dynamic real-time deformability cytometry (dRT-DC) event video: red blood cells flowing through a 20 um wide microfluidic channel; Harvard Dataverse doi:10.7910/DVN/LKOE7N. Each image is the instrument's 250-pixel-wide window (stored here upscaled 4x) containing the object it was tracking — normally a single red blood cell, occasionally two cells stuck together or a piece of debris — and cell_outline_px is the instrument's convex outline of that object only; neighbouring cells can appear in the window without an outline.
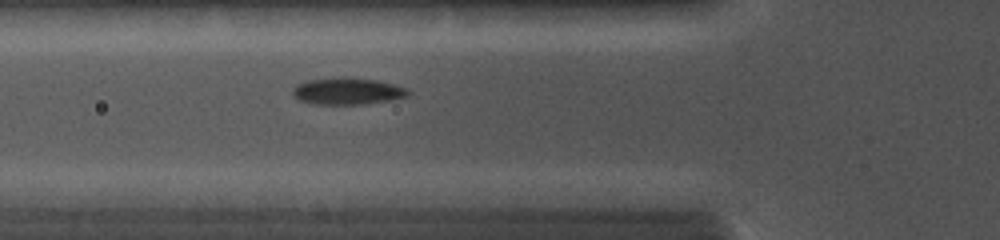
{"species": "common noctule bat (a hibernating species)", "species_latin": "Nyctalus noctula", "temperature_condition": "cold", "stored_images_in_passage": 28, "camera_frame_rate_fps": 5000, "um_per_image_px": 0.085, "animal": {"sex": "female", "body_mass_g": 19.0, "forearm_length_mm": 56.7}, "frame": {"image": 1, "passage_image": 4, "time_ms": 1.8, "image_size_px": [1000, 240], "cell_outline_px": [[412, 92], [408, 96], [392, 100], [364, 104], [312, 104], [300, 100], [292, 96], [292, 88], [296, 84], [308, 80], [332, 76], [344, 76], [376, 80], [392, 84], [404, 88]], "centroid_in_image_um": [29.48, 7.73], "position_along_channel_um": 96.3, "area_um2": 18.38}}
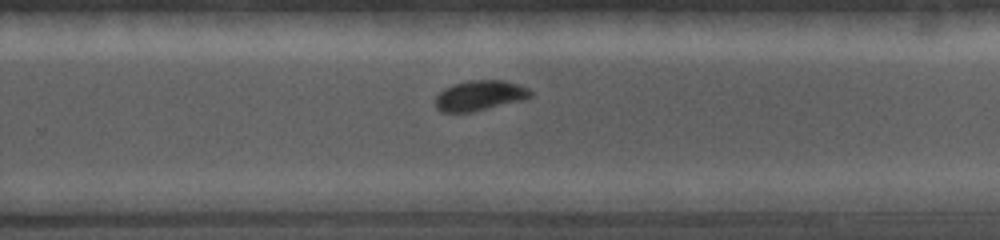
{"frame": {"image": 2, "passage_image": 12, "time_ms": 6.2, "image_size_px": [1000, 240], "cell_outline_px": [[532, 96], [524, 100], [472, 112], [440, 112], [436, 108], [436, 96], [444, 88], [452, 84], [468, 80], [504, 80], [528, 88], [532, 92]], "centroid_in_image_um": [40.77, 8.12], "position_along_channel_um": 289.0, "area_um2": 16.82}}
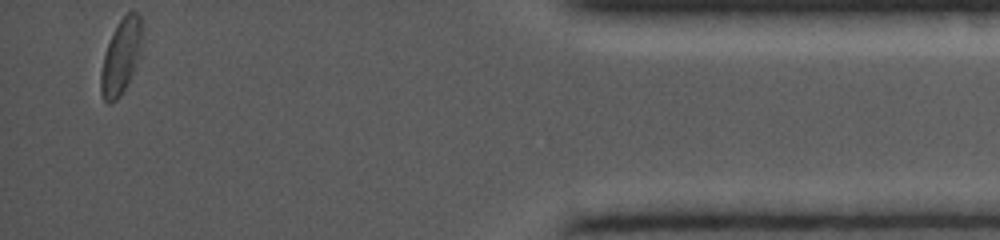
{"frame": {"image": 3, "passage_image": 28, "time_ms": 10.4, "image_size_px": [1000, 240], "cell_outline_px": [[144, 28], [140, 52], [132, 72], [120, 96], [112, 104], [108, 104], [104, 100], [100, 92], [100, 72], [104, 56], [108, 44], [120, 20], [128, 12], [136, 12], [144, 20]], "centroid_in_image_um": [10.3, 4.8], "position_along_channel_um": 424.9, "area_um2": 17.92}}